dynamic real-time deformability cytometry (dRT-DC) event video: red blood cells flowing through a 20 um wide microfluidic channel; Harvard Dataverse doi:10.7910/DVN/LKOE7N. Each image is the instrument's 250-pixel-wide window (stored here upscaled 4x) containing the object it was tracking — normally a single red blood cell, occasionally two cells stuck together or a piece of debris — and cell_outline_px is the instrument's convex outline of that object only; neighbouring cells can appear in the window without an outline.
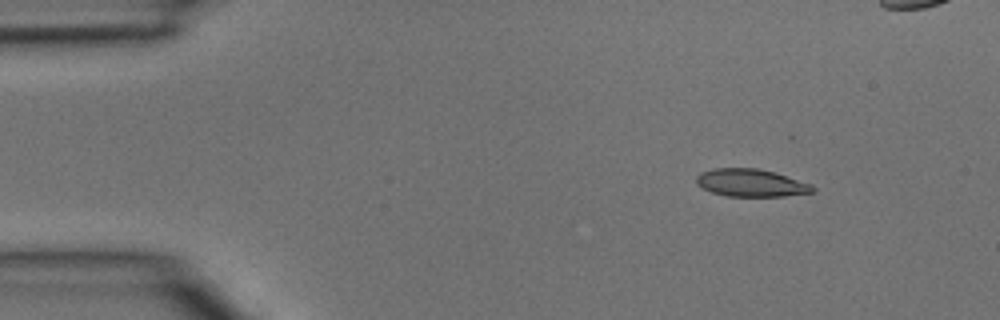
{"species": "common noctule bat (a hibernating species)", "species_latin": "Nyctalus noctula", "temperature_condition": "room temperature", "stored_images_in_passage": 5, "camera_frame_rate_fps": 3000, "um_per_image_px": 0.085, "animal": {"sex": "male", "body_mass_g": 15.6}, "frame": {"image": 1, "passage_image": 1, "time_ms": 0.0, "image_size_px": [1000, 320], "cell_outline_px": [[816, 192], [784, 196], [728, 196], [712, 192], [696, 184], [696, 176], [700, 172], [712, 168], [756, 168], [776, 172], [812, 184], [816, 188]], "centroid_in_image_um": [63.87, 15.53], "position_along_channel_um": 21.1, "area_um2": 18.9}}